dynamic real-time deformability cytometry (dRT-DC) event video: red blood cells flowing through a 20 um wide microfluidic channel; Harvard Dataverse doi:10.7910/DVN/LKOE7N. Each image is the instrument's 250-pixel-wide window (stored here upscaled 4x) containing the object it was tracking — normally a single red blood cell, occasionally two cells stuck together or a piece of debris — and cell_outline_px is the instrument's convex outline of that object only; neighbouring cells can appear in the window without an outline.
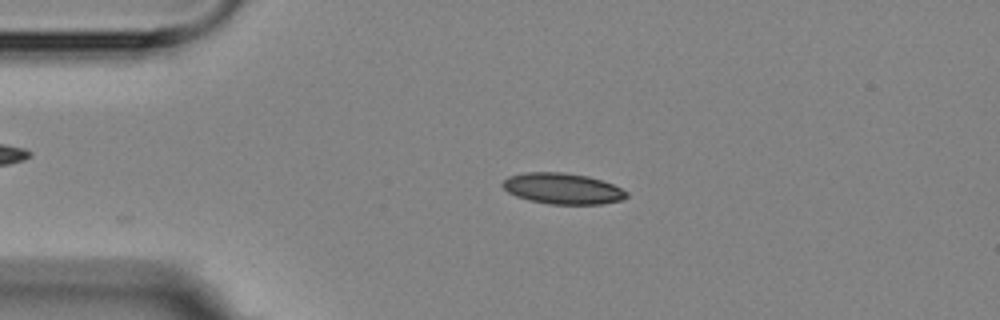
{"species": "Egyptian fruit bat (a non-hibernating species)", "species_latin": "Rousettus aegyptiacus", "temperature_condition": "room temperature", "stored_images_in_passage": 3, "camera_frame_rate_fps": 3000, "um_per_image_px": 0.085, "animal": {"sex": "female"}, "frame": {"image": 1, "passage_image": 3, "time_ms": 2.333, "image_size_px": [1000, 320], "cell_outline_px": [[628, 196], [620, 200], [600, 204], [548, 204], [528, 200], [516, 196], [508, 192], [500, 184], [508, 176], [524, 172], [564, 172], [588, 176], [612, 184], [628, 192]], "centroid_in_image_um": [47.78, 16.02], "position_along_channel_um": 37.2, "area_um2": 22.37}}